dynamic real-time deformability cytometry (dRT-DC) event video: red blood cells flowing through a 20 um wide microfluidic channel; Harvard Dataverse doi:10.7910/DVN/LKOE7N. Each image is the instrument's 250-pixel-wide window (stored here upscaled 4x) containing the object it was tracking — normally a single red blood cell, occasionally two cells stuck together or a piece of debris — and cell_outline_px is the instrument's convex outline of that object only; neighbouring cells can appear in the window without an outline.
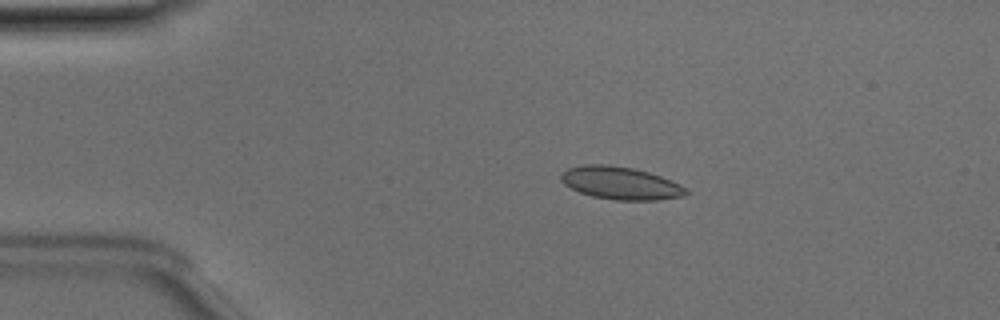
{"species": "Egyptian fruit bat (a non-hibernating species)", "species_latin": "Rousettus aegyptiacus", "temperature_condition": "room temperature", "stored_images_in_passage": 3, "camera_frame_rate_fps": 3000, "um_per_image_px": 0.085, "animal": {"sex": "male"}, "frame": {"image": 1, "passage_image": 2, "time_ms": 0.333, "image_size_px": [1000, 320], "cell_outline_px": [[688, 192], [684, 196], [656, 200], [616, 200], [592, 196], [580, 192], [564, 184], [560, 180], [560, 172], [568, 168], [584, 164], [608, 164], [632, 168], [648, 172], [660, 176], [680, 184], [688, 188]], "centroid_in_image_um": [52.73, 15.56], "position_along_channel_um": 32.3, "area_um2": 23.87}}